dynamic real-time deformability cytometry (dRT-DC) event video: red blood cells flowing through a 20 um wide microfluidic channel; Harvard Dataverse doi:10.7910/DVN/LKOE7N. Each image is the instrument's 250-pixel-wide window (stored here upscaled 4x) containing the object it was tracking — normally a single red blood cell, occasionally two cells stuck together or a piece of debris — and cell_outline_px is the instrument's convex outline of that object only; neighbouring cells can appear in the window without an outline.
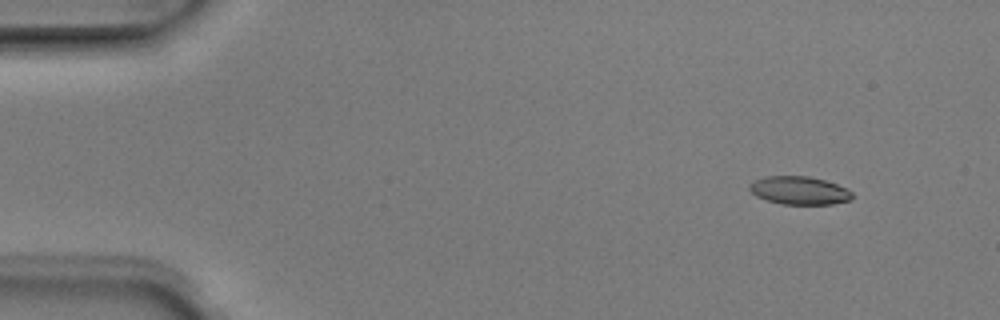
{"species": "Egyptian fruit bat (a non-hibernating species)", "species_latin": "Rousettus aegyptiacus", "temperature_condition": "room temperature", "stored_images_in_passage": 5, "camera_frame_rate_fps": 3000, "um_per_image_px": 0.085, "animal": {"sex": "male"}, "frame": {"image": 1, "passage_image": 2, "time_ms": 0.333, "image_size_px": [1000, 320], "cell_outline_px": [[852, 200], [832, 204], [780, 204], [756, 196], [748, 188], [748, 184], [764, 176], [808, 176], [824, 180], [848, 188], [852, 192]], "centroid_in_image_um": [67.95, 16.19], "position_along_channel_um": 17.1, "area_um2": 16.88}}